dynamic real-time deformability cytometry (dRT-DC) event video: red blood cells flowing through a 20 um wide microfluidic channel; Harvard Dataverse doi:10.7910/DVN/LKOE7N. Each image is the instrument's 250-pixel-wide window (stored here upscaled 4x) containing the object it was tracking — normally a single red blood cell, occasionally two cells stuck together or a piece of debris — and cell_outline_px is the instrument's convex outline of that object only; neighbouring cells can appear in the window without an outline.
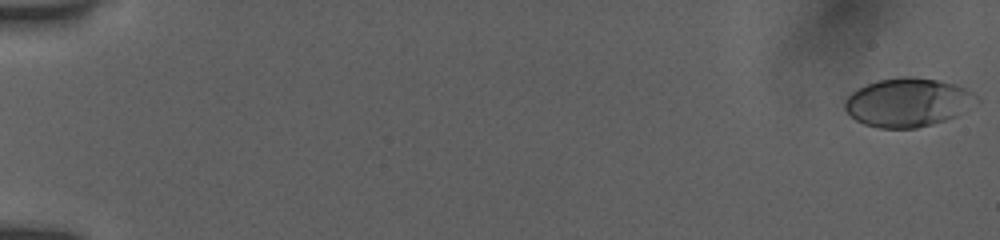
{"species": "human", "species_latin": "Homo sapiens", "temperature_condition": "room temperature", "stored_images_in_passage": 54, "camera_frame_rate_fps": 3000, "um_per_image_px": 0.085, "donor": {"sex": "female"}, "frame": {"image": 1, "passage_image": 1, "time_ms": 0.0, "image_size_px": [1000, 240], "cell_outline_px": [[980, 100], [956, 116], [932, 124], [916, 128], [880, 128], [864, 124], [856, 120], [844, 108], [844, 100], [852, 92], [876, 80], [900, 76], [912, 76], [936, 80], [952, 84], [964, 88], [972, 92]], "centroid_in_image_um": [77.15, 8.7], "position_along_channel_um": 7.9, "area_um2": 37.11}}
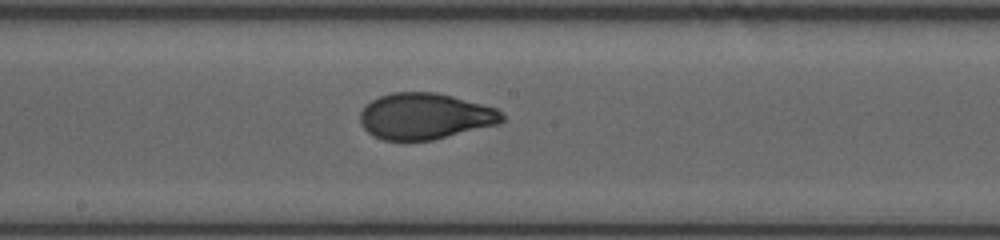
{"frame": {"image": 2, "passage_image": 31, "time_ms": 10.0, "image_size_px": [1000, 240], "cell_outline_px": [[504, 120], [500, 124], [432, 140], [384, 140], [372, 136], [360, 124], [360, 112], [372, 100], [380, 96], [392, 92], [436, 92], [452, 96], [496, 108], [504, 116]], "centroid_in_image_um": [36.12, 9.88], "position_along_channel_um": 212.1, "area_um2": 38.15}}
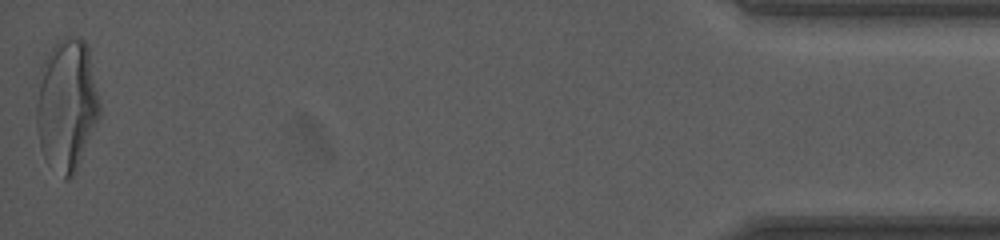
{"frame": {"image": 3, "passage_image": 54, "time_ms": 17.667, "image_size_px": [1000, 240], "cell_outline_px": [[100, 116], [76, 168], [72, 176], [68, 180], [64, 180], [44, 156], [40, 148], [36, 124], [36, 108], [40, 68], [44, 60], [52, 48], [64, 36], [84, 40], [88, 44], [100, 104]], "centroid_in_image_um": [5.67, 8.9], "position_along_channel_um": 429.5, "area_um2": 48.26}, "authors_computed_cell_mechanics": {"area_um2": 38.3503, "velocity_mm_per_s": 3.9171, "shape_relaxation_time_tau1_ms": 6.1018, "shape_relaxation_time_tau2_ms": 0.8794, "deformation_change_tau1": 0.2253, "deformation_change_tau2": 0.0596}}